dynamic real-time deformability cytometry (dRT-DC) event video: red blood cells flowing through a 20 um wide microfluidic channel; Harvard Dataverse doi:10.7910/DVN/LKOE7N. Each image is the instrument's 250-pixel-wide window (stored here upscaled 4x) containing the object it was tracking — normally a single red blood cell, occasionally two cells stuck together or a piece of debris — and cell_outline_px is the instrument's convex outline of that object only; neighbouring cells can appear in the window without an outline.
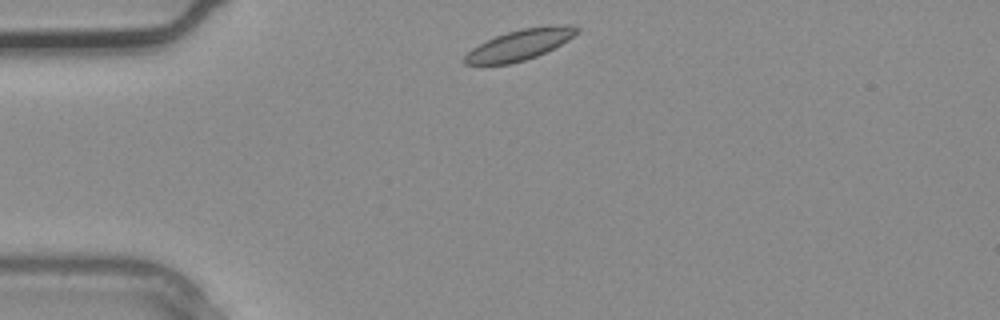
{"species": "common noctule bat (a hibernating species)", "species_latin": "Nyctalus noctula", "temperature_condition": "warm", "stored_images_in_passage": 1, "camera_frame_rate_fps": 3000, "um_per_image_px": 0.085, "animal": {"sex": "male", "body_mass_g": 20.4}, "frame": {"image": 1, "passage_image": 1, "time_ms": 0.0, "image_size_px": [1000, 320], "cell_outline_px": [[580, 32], [568, 40], [536, 56], [524, 60], [508, 64], [464, 64], [460, 60], [472, 48], [496, 36], [508, 32], [524, 28], [564, 24], [568, 24], [580, 28]], "centroid_in_image_um": [44.18, 3.8], "position_along_channel_um": 40.8, "area_um2": 19.71}}